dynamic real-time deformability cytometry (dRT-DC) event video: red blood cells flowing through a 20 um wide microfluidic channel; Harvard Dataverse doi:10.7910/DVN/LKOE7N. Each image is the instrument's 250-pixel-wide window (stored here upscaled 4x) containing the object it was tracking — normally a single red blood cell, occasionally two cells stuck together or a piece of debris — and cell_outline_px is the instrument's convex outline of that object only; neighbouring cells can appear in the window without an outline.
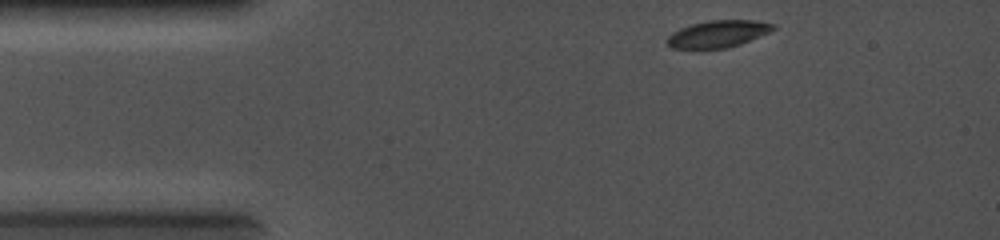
{"species": "common noctule bat (a hibernating species)", "species_latin": "Nyctalus noctula", "temperature_condition": "cold", "stored_images_in_passage": 54, "camera_frame_rate_fps": 5000, "um_per_image_px": 0.085, "animal": {"sex": "female", "body_mass_g": 19.0, "forearm_length_mm": 56.7}, "frame": {"image": 1, "passage_image": 1, "time_ms": 0.0, "image_size_px": [1000, 240], "cell_outline_px": [[776, 28], [768, 32], [740, 44], [728, 48], [672, 48], [668, 44], [668, 36], [672, 32], [680, 28], [692, 24], [708, 20], [756, 20], [776, 24]], "centroid_in_image_um": [61.05, 2.87], "position_along_channel_um": 24.0, "area_um2": 16.53}}
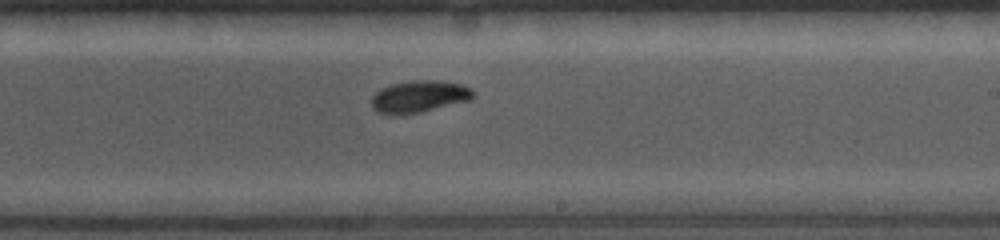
{"frame": {"image": 2, "passage_image": 31, "time_ms": 6.0, "image_size_px": [1000, 240], "cell_outline_px": [[476, 96], [472, 100], [420, 112], [376, 112], [372, 108], [372, 96], [380, 88], [392, 84], [412, 80], [440, 80], [460, 84], [472, 88], [476, 92]], "centroid_in_image_um": [35.72, 8.16], "position_along_channel_um": 253.3, "area_um2": 18.73}}
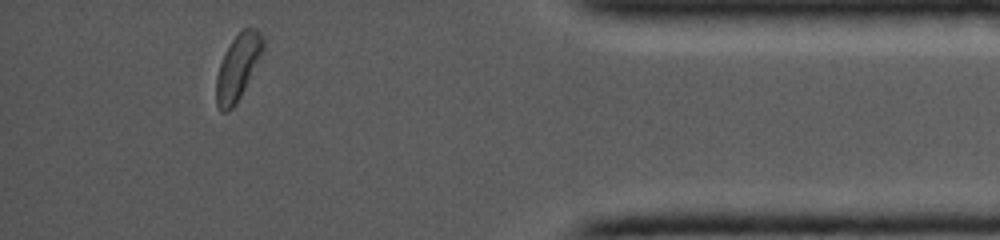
{"frame": {"image": 3, "passage_image": 51, "time_ms": 10.0, "image_size_px": [1000, 240], "cell_outline_px": [[264, 48], [236, 104], [228, 112], [220, 112], [216, 104], [216, 76], [220, 64], [232, 40], [244, 28], [256, 28], [260, 32], [264, 40]], "centroid_in_image_um": [20.2, 5.73], "position_along_channel_um": 415.0, "area_um2": 17.4}}